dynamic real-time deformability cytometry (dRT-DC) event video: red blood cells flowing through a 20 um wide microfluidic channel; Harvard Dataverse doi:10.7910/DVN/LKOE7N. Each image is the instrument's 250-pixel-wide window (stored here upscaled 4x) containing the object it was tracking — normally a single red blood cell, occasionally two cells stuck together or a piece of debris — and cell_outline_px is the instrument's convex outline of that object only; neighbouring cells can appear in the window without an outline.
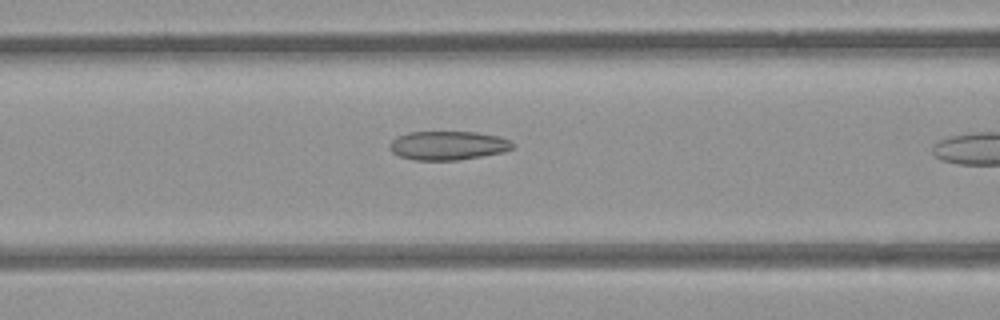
{"species": "common noctule bat (a hibernating species)", "species_latin": "Nyctalus noctula", "temperature_condition": "room temperature", "stored_images_in_passage": 18, "camera_frame_rate_fps": 3000, "um_per_image_px": 0.085, "animal": {"sex": "female", "body_mass_g": 21.9}, "frame": {"image": 1, "passage_image": 13, "time_ms": 4.0, "image_size_px": [1000, 320], "cell_outline_px": [[516, 144], [512, 148], [504, 152], [456, 160], [416, 160], [400, 156], [392, 152], [392, 140], [408, 132], [476, 132], [496, 136], [508, 140]], "centroid_in_image_um": [38.11, 12.37], "position_along_channel_um": 128.5, "area_um2": 20.29}}
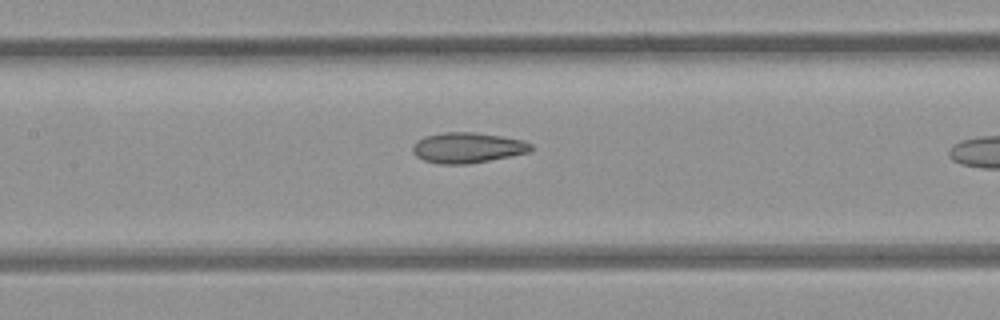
{"frame": {"image": 2, "passage_image": 16, "time_ms": 5.0, "image_size_px": [1000, 320], "cell_outline_px": [[532, 148], [528, 152], [468, 164], [440, 164], [424, 160], [416, 156], [412, 152], [412, 144], [416, 140], [424, 136], [444, 132], [472, 132], [500, 136], [524, 140], [532, 144]], "centroid_in_image_um": [39.68, 12.55], "position_along_channel_um": 167.7, "area_um2": 20.92}}